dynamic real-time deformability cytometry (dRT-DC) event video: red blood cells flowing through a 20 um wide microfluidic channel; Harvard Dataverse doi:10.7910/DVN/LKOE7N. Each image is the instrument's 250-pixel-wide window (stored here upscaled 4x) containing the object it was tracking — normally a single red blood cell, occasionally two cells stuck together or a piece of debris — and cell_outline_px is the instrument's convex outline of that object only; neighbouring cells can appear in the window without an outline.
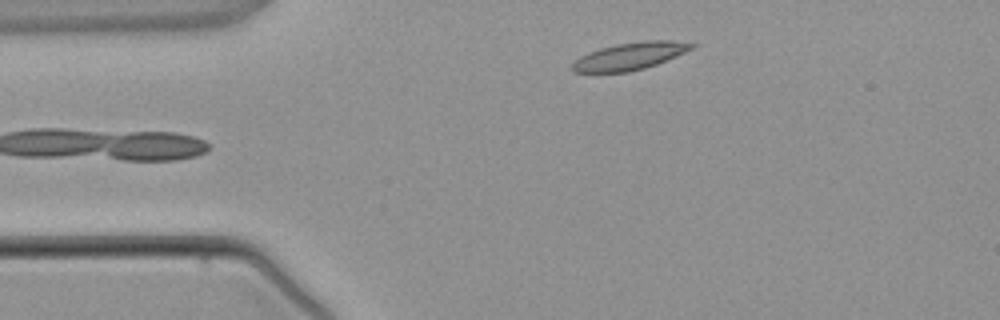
{"species": "common noctule bat (a hibernating species)", "species_latin": "Nyctalus noctula", "temperature_condition": "warm", "stored_images_in_passage": 2, "camera_frame_rate_fps": 3000, "um_per_image_px": 0.085, "animal": {"sex": "male", "body_mass_g": 21.5, "forearm_length_mm": 52.0}, "frame": {"image": 1, "passage_image": 1, "time_ms": 0.0, "image_size_px": [1000, 320], "cell_outline_px": [[696, 44], [692, 48], [676, 56], [656, 64], [644, 68], [628, 72], [572, 72], [572, 64], [580, 56], [600, 48], [616, 44], [644, 40], [672, 40]], "centroid_in_image_um": [53.53, 4.76], "position_along_channel_um": 31.5, "area_um2": 18.79}}